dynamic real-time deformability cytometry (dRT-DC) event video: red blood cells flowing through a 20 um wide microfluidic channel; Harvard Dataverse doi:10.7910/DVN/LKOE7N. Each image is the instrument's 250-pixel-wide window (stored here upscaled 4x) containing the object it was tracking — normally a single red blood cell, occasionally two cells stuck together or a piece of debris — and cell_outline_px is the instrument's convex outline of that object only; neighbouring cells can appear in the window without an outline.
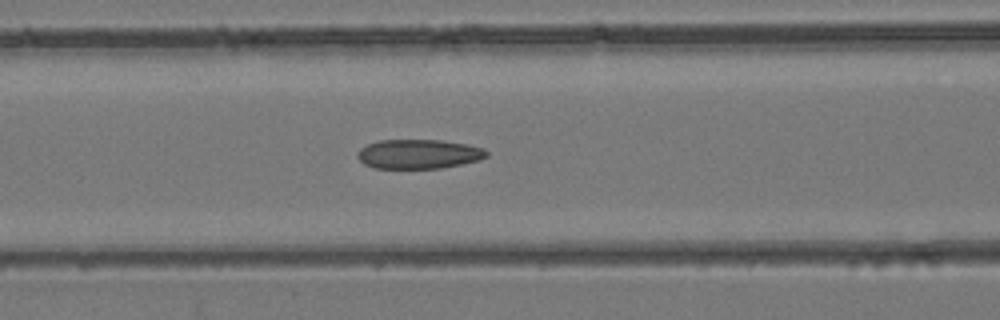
{"species": "common noctule bat (a hibernating species)", "species_latin": "Nyctalus noctula", "temperature_condition": "room temperature", "stored_images_in_passage": 43, "camera_frame_rate_fps": 3000, "um_per_image_px": 0.085, "animal": {"sex": "female", "body_mass_g": 24.6, "forearm_length_mm": 56.2}, "frame": {"image": 1, "passage_image": 18, "time_ms": 5.667, "image_size_px": [1000, 320], "cell_outline_px": [[488, 156], [480, 160], [440, 168], [372, 168], [364, 164], [356, 156], [360, 148], [368, 144], [380, 140], [440, 140], [468, 144], [484, 148], [488, 152]], "centroid_in_image_um": [35.59, 13.09], "position_along_channel_um": 131.0, "area_um2": 22.14}}
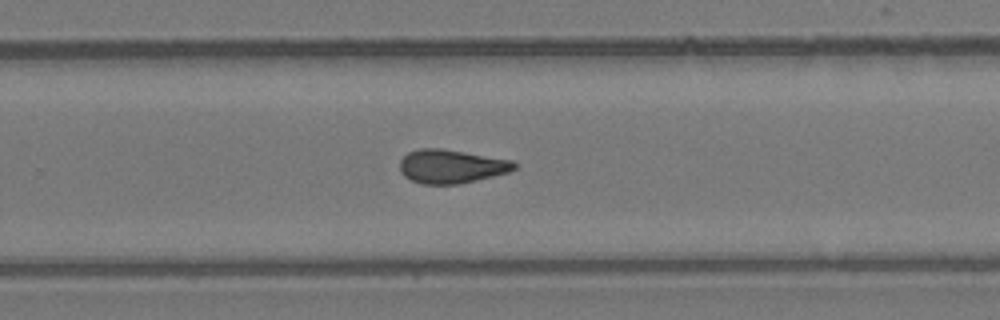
{"frame": {"image": 2, "passage_image": 28, "time_ms": 9.0, "image_size_px": [1000, 320], "cell_outline_px": [[516, 168], [508, 172], [460, 184], [420, 184], [404, 176], [400, 172], [400, 160], [408, 152], [420, 148], [440, 148], [512, 160], [516, 164]], "centroid_in_image_um": [38.33, 14.14], "position_along_channel_um": 291.5, "area_um2": 22.37}}
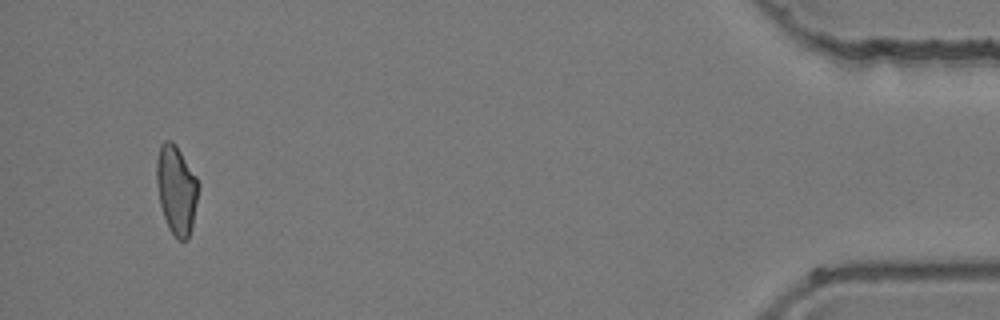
{"frame": {"image": 3, "passage_image": 41, "time_ms": 13.333, "image_size_px": [1000, 320], "cell_outline_px": [[200, 184], [192, 228], [188, 240], [180, 240], [168, 228], [160, 204], [156, 184], [156, 160], [160, 144], [164, 140], [172, 140], [176, 144], [196, 176]], "centroid_in_image_um": [14.99, 16.09], "position_along_channel_um": 420.2, "area_um2": 21.91}}